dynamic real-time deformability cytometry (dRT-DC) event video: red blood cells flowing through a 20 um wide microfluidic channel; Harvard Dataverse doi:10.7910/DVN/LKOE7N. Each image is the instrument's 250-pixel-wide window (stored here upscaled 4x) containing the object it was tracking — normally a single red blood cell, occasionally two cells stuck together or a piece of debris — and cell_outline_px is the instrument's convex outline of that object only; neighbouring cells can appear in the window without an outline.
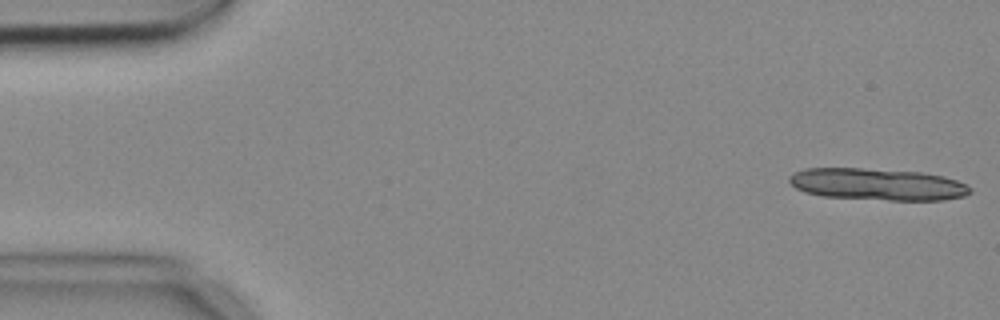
{"species": "common noctule bat (a hibernating species)", "species_latin": "Nyctalus noctula", "temperature_condition": "cold", "stored_images_in_passage": 4, "camera_frame_rate_fps": 3000, "um_per_image_px": 0.085, "animal": {"sex": "female", "body_mass_g": 18.4}, "frame": {"image": 1, "passage_image": 1, "time_ms": 0.0, "image_size_px": [1000, 320], "cell_outline_px": [[972, 192], [964, 196], [944, 200], [888, 200], [824, 196], [804, 192], [796, 188], [788, 180], [788, 176], [804, 168], [864, 168], [920, 172], [944, 176], [956, 180], [972, 188]], "centroid_in_image_um": [74.58, 15.66], "position_along_channel_um": 10.4, "area_um2": 33.58}}